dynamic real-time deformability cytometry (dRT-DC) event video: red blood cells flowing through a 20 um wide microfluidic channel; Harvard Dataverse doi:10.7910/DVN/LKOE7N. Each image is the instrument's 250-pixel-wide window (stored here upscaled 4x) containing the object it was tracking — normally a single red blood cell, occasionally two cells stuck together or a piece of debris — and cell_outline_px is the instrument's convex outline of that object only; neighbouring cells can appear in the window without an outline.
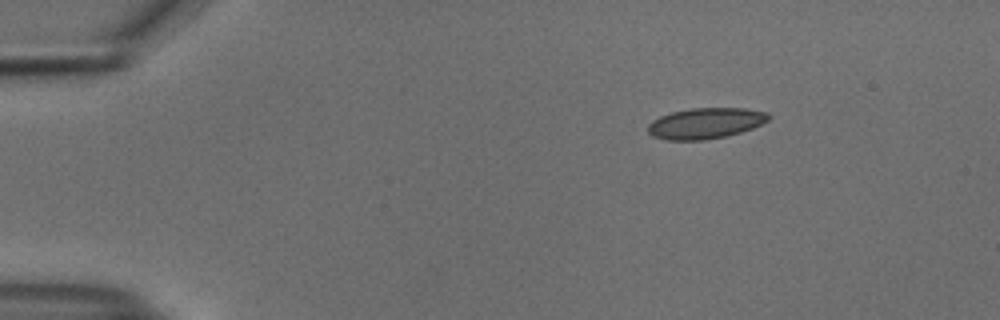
{"species": "common noctule bat (a hibernating species)", "species_latin": "Nyctalus noctula", "temperature_condition": "cold", "stored_images_in_passage": 7, "camera_frame_rate_fps": 3000, "um_per_image_px": 0.085, "animal": {"sex": "male", "body_mass_g": 18.8}, "frame": {"image": 1, "passage_image": 1, "time_ms": 0.0, "image_size_px": [1000, 320], "cell_outline_px": [[772, 116], [768, 120], [752, 128], [740, 132], [724, 136], [704, 140], [664, 140], [652, 136], [648, 132], [648, 124], [652, 120], [660, 116], [672, 112], [688, 108], [744, 108], [768, 112]], "centroid_in_image_um": [59.95, 10.47], "position_along_channel_um": 25.1, "area_um2": 21.73}}